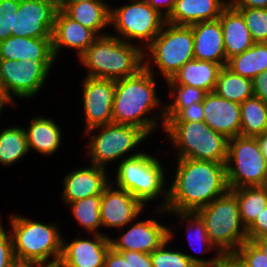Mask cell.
<instances>
[{"label": "cell", "instance_id": "83f0119b", "mask_svg": "<svg viewBox=\"0 0 267 267\" xmlns=\"http://www.w3.org/2000/svg\"><path fill=\"white\" fill-rule=\"evenodd\" d=\"M173 235L172 229H169V239L150 253L153 267H222L225 258L220 253H216L213 259L205 260L178 250L166 249Z\"/></svg>", "mask_w": 267, "mask_h": 267}, {"label": "cell", "instance_id": "f546056e", "mask_svg": "<svg viewBox=\"0 0 267 267\" xmlns=\"http://www.w3.org/2000/svg\"><path fill=\"white\" fill-rule=\"evenodd\" d=\"M214 92L227 100L243 103L254 96L253 81L233 73L226 66L219 72Z\"/></svg>", "mask_w": 267, "mask_h": 267}, {"label": "cell", "instance_id": "277c9868", "mask_svg": "<svg viewBox=\"0 0 267 267\" xmlns=\"http://www.w3.org/2000/svg\"><path fill=\"white\" fill-rule=\"evenodd\" d=\"M9 220L16 261L39 262L45 265L60 262L63 237L57 225L42 224L18 214H12ZM51 256L52 260H49Z\"/></svg>", "mask_w": 267, "mask_h": 267}, {"label": "cell", "instance_id": "ba28073f", "mask_svg": "<svg viewBox=\"0 0 267 267\" xmlns=\"http://www.w3.org/2000/svg\"><path fill=\"white\" fill-rule=\"evenodd\" d=\"M146 49L149 53L144 52V68L151 71L154 63L165 80L171 79L185 63L194 59L192 27L165 22Z\"/></svg>", "mask_w": 267, "mask_h": 267}, {"label": "cell", "instance_id": "d590c367", "mask_svg": "<svg viewBox=\"0 0 267 267\" xmlns=\"http://www.w3.org/2000/svg\"><path fill=\"white\" fill-rule=\"evenodd\" d=\"M177 215L181 222H187V237L190 247L197 252L193 243H200L201 249L199 248V253L214 251L215 247L211 244L208 238V233L204 222L195 212H172ZM189 234V235H188ZM204 246V247H203ZM205 248V249H204ZM206 250V251H205Z\"/></svg>", "mask_w": 267, "mask_h": 267}, {"label": "cell", "instance_id": "4316f807", "mask_svg": "<svg viewBox=\"0 0 267 267\" xmlns=\"http://www.w3.org/2000/svg\"><path fill=\"white\" fill-rule=\"evenodd\" d=\"M28 150L49 156L55 153L61 144V129L52 118L43 116L32 118L30 126L24 128ZM32 148V149H31Z\"/></svg>", "mask_w": 267, "mask_h": 267}, {"label": "cell", "instance_id": "603a6c76", "mask_svg": "<svg viewBox=\"0 0 267 267\" xmlns=\"http://www.w3.org/2000/svg\"><path fill=\"white\" fill-rule=\"evenodd\" d=\"M230 4L226 0H177L166 22L191 26L203 21L218 19Z\"/></svg>", "mask_w": 267, "mask_h": 267}, {"label": "cell", "instance_id": "7bdbcfd3", "mask_svg": "<svg viewBox=\"0 0 267 267\" xmlns=\"http://www.w3.org/2000/svg\"><path fill=\"white\" fill-rule=\"evenodd\" d=\"M249 241L267 236V206L258 214L254 222L246 229Z\"/></svg>", "mask_w": 267, "mask_h": 267}, {"label": "cell", "instance_id": "74e56055", "mask_svg": "<svg viewBox=\"0 0 267 267\" xmlns=\"http://www.w3.org/2000/svg\"><path fill=\"white\" fill-rule=\"evenodd\" d=\"M104 267H153L150 254L136 251H115L106 254Z\"/></svg>", "mask_w": 267, "mask_h": 267}, {"label": "cell", "instance_id": "e575fe53", "mask_svg": "<svg viewBox=\"0 0 267 267\" xmlns=\"http://www.w3.org/2000/svg\"><path fill=\"white\" fill-rule=\"evenodd\" d=\"M71 206V212L80 226L84 227L89 233L103 234L98 229L102 227L100 218L101 195L89 196L87 198L77 200L67 205Z\"/></svg>", "mask_w": 267, "mask_h": 267}, {"label": "cell", "instance_id": "b9f144b4", "mask_svg": "<svg viewBox=\"0 0 267 267\" xmlns=\"http://www.w3.org/2000/svg\"><path fill=\"white\" fill-rule=\"evenodd\" d=\"M203 122L204 110L203 103H192L190 106L182 108L168 122Z\"/></svg>", "mask_w": 267, "mask_h": 267}, {"label": "cell", "instance_id": "e0dca14e", "mask_svg": "<svg viewBox=\"0 0 267 267\" xmlns=\"http://www.w3.org/2000/svg\"><path fill=\"white\" fill-rule=\"evenodd\" d=\"M90 239L76 238L68 243L63 238L60 267H104L106 254L111 248L108 235L92 234Z\"/></svg>", "mask_w": 267, "mask_h": 267}, {"label": "cell", "instance_id": "60d3db41", "mask_svg": "<svg viewBox=\"0 0 267 267\" xmlns=\"http://www.w3.org/2000/svg\"><path fill=\"white\" fill-rule=\"evenodd\" d=\"M7 233L0 218V267H13L16 262L12 238Z\"/></svg>", "mask_w": 267, "mask_h": 267}, {"label": "cell", "instance_id": "9a60e30c", "mask_svg": "<svg viewBox=\"0 0 267 267\" xmlns=\"http://www.w3.org/2000/svg\"><path fill=\"white\" fill-rule=\"evenodd\" d=\"M111 183L101 194L100 218L102 227L123 228L138 217L144 204L128 191L113 188Z\"/></svg>", "mask_w": 267, "mask_h": 267}, {"label": "cell", "instance_id": "f6af8a7d", "mask_svg": "<svg viewBox=\"0 0 267 267\" xmlns=\"http://www.w3.org/2000/svg\"><path fill=\"white\" fill-rule=\"evenodd\" d=\"M177 0H147L149 5L167 18L172 12ZM162 7L164 9H162ZM164 11V12H163Z\"/></svg>", "mask_w": 267, "mask_h": 267}, {"label": "cell", "instance_id": "11a10c76", "mask_svg": "<svg viewBox=\"0 0 267 267\" xmlns=\"http://www.w3.org/2000/svg\"><path fill=\"white\" fill-rule=\"evenodd\" d=\"M46 267H60L59 264L47 265Z\"/></svg>", "mask_w": 267, "mask_h": 267}, {"label": "cell", "instance_id": "681fc988", "mask_svg": "<svg viewBox=\"0 0 267 267\" xmlns=\"http://www.w3.org/2000/svg\"><path fill=\"white\" fill-rule=\"evenodd\" d=\"M47 265L39 262L16 261L13 267H46Z\"/></svg>", "mask_w": 267, "mask_h": 267}, {"label": "cell", "instance_id": "2e32d148", "mask_svg": "<svg viewBox=\"0 0 267 267\" xmlns=\"http://www.w3.org/2000/svg\"><path fill=\"white\" fill-rule=\"evenodd\" d=\"M116 240L109 237L115 251H136L150 254L169 239V228L155 220L137 221Z\"/></svg>", "mask_w": 267, "mask_h": 267}, {"label": "cell", "instance_id": "4dcf8cb0", "mask_svg": "<svg viewBox=\"0 0 267 267\" xmlns=\"http://www.w3.org/2000/svg\"><path fill=\"white\" fill-rule=\"evenodd\" d=\"M240 136L256 137L267 131V103L256 96L240 104Z\"/></svg>", "mask_w": 267, "mask_h": 267}, {"label": "cell", "instance_id": "9c48e42d", "mask_svg": "<svg viewBox=\"0 0 267 267\" xmlns=\"http://www.w3.org/2000/svg\"><path fill=\"white\" fill-rule=\"evenodd\" d=\"M225 165L229 189L259 186L267 171V160L255 137L229 138Z\"/></svg>", "mask_w": 267, "mask_h": 267}, {"label": "cell", "instance_id": "bcb514c9", "mask_svg": "<svg viewBox=\"0 0 267 267\" xmlns=\"http://www.w3.org/2000/svg\"><path fill=\"white\" fill-rule=\"evenodd\" d=\"M234 8H262L267 9V0H230Z\"/></svg>", "mask_w": 267, "mask_h": 267}, {"label": "cell", "instance_id": "ab89813d", "mask_svg": "<svg viewBox=\"0 0 267 267\" xmlns=\"http://www.w3.org/2000/svg\"><path fill=\"white\" fill-rule=\"evenodd\" d=\"M18 8L19 0H0V41L12 36L13 15Z\"/></svg>", "mask_w": 267, "mask_h": 267}, {"label": "cell", "instance_id": "d6986e66", "mask_svg": "<svg viewBox=\"0 0 267 267\" xmlns=\"http://www.w3.org/2000/svg\"><path fill=\"white\" fill-rule=\"evenodd\" d=\"M106 169L94 164L66 174L63 182V202L71 203L89 196L101 195L111 183Z\"/></svg>", "mask_w": 267, "mask_h": 267}, {"label": "cell", "instance_id": "8d00e7d4", "mask_svg": "<svg viewBox=\"0 0 267 267\" xmlns=\"http://www.w3.org/2000/svg\"><path fill=\"white\" fill-rule=\"evenodd\" d=\"M244 18L254 43H267V9L235 8Z\"/></svg>", "mask_w": 267, "mask_h": 267}, {"label": "cell", "instance_id": "484cf974", "mask_svg": "<svg viewBox=\"0 0 267 267\" xmlns=\"http://www.w3.org/2000/svg\"><path fill=\"white\" fill-rule=\"evenodd\" d=\"M221 68L217 63L193 59L185 63L171 80L176 84L189 85L210 93L215 90Z\"/></svg>", "mask_w": 267, "mask_h": 267}, {"label": "cell", "instance_id": "d4e9b609", "mask_svg": "<svg viewBox=\"0 0 267 267\" xmlns=\"http://www.w3.org/2000/svg\"><path fill=\"white\" fill-rule=\"evenodd\" d=\"M59 8L70 18L92 30L98 37L108 35L100 32L110 24L111 8L106 1L85 0L77 3H59Z\"/></svg>", "mask_w": 267, "mask_h": 267}, {"label": "cell", "instance_id": "816d5d0a", "mask_svg": "<svg viewBox=\"0 0 267 267\" xmlns=\"http://www.w3.org/2000/svg\"><path fill=\"white\" fill-rule=\"evenodd\" d=\"M8 104L11 105L12 103L6 98L4 94L0 92V115H1L3 107H5V105H8Z\"/></svg>", "mask_w": 267, "mask_h": 267}, {"label": "cell", "instance_id": "4fadbf2b", "mask_svg": "<svg viewBox=\"0 0 267 267\" xmlns=\"http://www.w3.org/2000/svg\"><path fill=\"white\" fill-rule=\"evenodd\" d=\"M59 0H19L13 15L12 36L52 38Z\"/></svg>", "mask_w": 267, "mask_h": 267}, {"label": "cell", "instance_id": "f35d334b", "mask_svg": "<svg viewBox=\"0 0 267 267\" xmlns=\"http://www.w3.org/2000/svg\"><path fill=\"white\" fill-rule=\"evenodd\" d=\"M231 257L241 267H267V255L253 241H245Z\"/></svg>", "mask_w": 267, "mask_h": 267}, {"label": "cell", "instance_id": "d6a6232c", "mask_svg": "<svg viewBox=\"0 0 267 267\" xmlns=\"http://www.w3.org/2000/svg\"><path fill=\"white\" fill-rule=\"evenodd\" d=\"M24 128L6 127L0 132V164L10 166L28 154Z\"/></svg>", "mask_w": 267, "mask_h": 267}, {"label": "cell", "instance_id": "30bf717a", "mask_svg": "<svg viewBox=\"0 0 267 267\" xmlns=\"http://www.w3.org/2000/svg\"><path fill=\"white\" fill-rule=\"evenodd\" d=\"M130 1L129 5L110 9V24L117 32L112 36L119 38L121 34V40L128 43L131 39H139L147 47L162 30L166 18L153 9L147 0Z\"/></svg>", "mask_w": 267, "mask_h": 267}, {"label": "cell", "instance_id": "db71d44e", "mask_svg": "<svg viewBox=\"0 0 267 267\" xmlns=\"http://www.w3.org/2000/svg\"><path fill=\"white\" fill-rule=\"evenodd\" d=\"M85 0H59V3H77Z\"/></svg>", "mask_w": 267, "mask_h": 267}, {"label": "cell", "instance_id": "7a4b0ae2", "mask_svg": "<svg viewBox=\"0 0 267 267\" xmlns=\"http://www.w3.org/2000/svg\"><path fill=\"white\" fill-rule=\"evenodd\" d=\"M155 73L143 68L135 76L115 80V96L112 108V123L132 125L142 129L147 135L159 127L158 119H162L164 130V105L161 114L145 116L152 109L159 107L160 100L156 96Z\"/></svg>", "mask_w": 267, "mask_h": 267}, {"label": "cell", "instance_id": "7402d4cb", "mask_svg": "<svg viewBox=\"0 0 267 267\" xmlns=\"http://www.w3.org/2000/svg\"><path fill=\"white\" fill-rule=\"evenodd\" d=\"M0 59L56 61L52 49V38L8 37L0 41Z\"/></svg>", "mask_w": 267, "mask_h": 267}, {"label": "cell", "instance_id": "ffe728a7", "mask_svg": "<svg viewBox=\"0 0 267 267\" xmlns=\"http://www.w3.org/2000/svg\"><path fill=\"white\" fill-rule=\"evenodd\" d=\"M97 38L98 36L92 30L70 18L62 9H58L52 32L55 59L62 47L77 50L79 58Z\"/></svg>", "mask_w": 267, "mask_h": 267}, {"label": "cell", "instance_id": "ee69618b", "mask_svg": "<svg viewBox=\"0 0 267 267\" xmlns=\"http://www.w3.org/2000/svg\"><path fill=\"white\" fill-rule=\"evenodd\" d=\"M252 81L254 96L267 103V71L261 72Z\"/></svg>", "mask_w": 267, "mask_h": 267}, {"label": "cell", "instance_id": "f907efd6", "mask_svg": "<svg viewBox=\"0 0 267 267\" xmlns=\"http://www.w3.org/2000/svg\"><path fill=\"white\" fill-rule=\"evenodd\" d=\"M222 267H241L232 257H226Z\"/></svg>", "mask_w": 267, "mask_h": 267}, {"label": "cell", "instance_id": "1f68e13d", "mask_svg": "<svg viewBox=\"0 0 267 267\" xmlns=\"http://www.w3.org/2000/svg\"><path fill=\"white\" fill-rule=\"evenodd\" d=\"M231 190L239 204L240 218L247 229L267 206V195L259 186L241 187Z\"/></svg>", "mask_w": 267, "mask_h": 267}, {"label": "cell", "instance_id": "5bb4252c", "mask_svg": "<svg viewBox=\"0 0 267 267\" xmlns=\"http://www.w3.org/2000/svg\"><path fill=\"white\" fill-rule=\"evenodd\" d=\"M82 87L85 131L112 123L115 80L85 77Z\"/></svg>", "mask_w": 267, "mask_h": 267}, {"label": "cell", "instance_id": "3957f363", "mask_svg": "<svg viewBox=\"0 0 267 267\" xmlns=\"http://www.w3.org/2000/svg\"><path fill=\"white\" fill-rule=\"evenodd\" d=\"M144 48L108 34L98 37L79 61L88 69L86 77L118 80L135 76L144 68Z\"/></svg>", "mask_w": 267, "mask_h": 267}, {"label": "cell", "instance_id": "7dc6e473", "mask_svg": "<svg viewBox=\"0 0 267 267\" xmlns=\"http://www.w3.org/2000/svg\"><path fill=\"white\" fill-rule=\"evenodd\" d=\"M255 138L257 140V143L260 147V150H261L263 156L267 160V131L256 136Z\"/></svg>", "mask_w": 267, "mask_h": 267}, {"label": "cell", "instance_id": "f5cc1de1", "mask_svg": "<svg viewBox=\"0 0 267 267\" xmlns=\"http://www.w3.org/2000/svg\"><path fill=\"white\" fill-rule=\"evenodd\" d=\"M259 187L262 189V191L267 195V171L263 177V180Z\"/></svg>", "mask_w": 267, "mask_h": 267}, {"label": "cell", "instance_id": "cb8c5ba5", "mask_svg": "<svg viewBox=\"0 0 267 267\" xmlns=\"http://www.w3.org/2000/svg\"><path fill=\"white\" fill-rule=\"evenodd\" d=\"M226 60L249 49L254 41L243 16L229 4L219 17Z\"/></svg>", "mask_w": 267, "mask_h": 267}, {"label": "cell", "instance_id": "8992f818", "mask_svg": "<svg viewBox=\"0 0 267 267\" xmlns=\"http://www.w3.org/2000/svg\"><path fill=\"white\" fill-rule=\"evenodd\" d=\"M117 188L128 191L144 205L163 195L159 213H167L164 209L168 203V190L164 189L165 172L161 163L147 153L136 152L122 159L116 170Z\"/></svg>", "mask_w": 267, "mask_h": 267}, {"label": "cell", "instance_id": "8fae6325", "mask_svg": "<svg viewBox=\"0 0 267 267\" xmlns=\"http://www.w3.org/2000/svg\"><path fill=\"white\" fill-rule=\"evenodd\" d=\"M100 129V133L92 136L88 143V154L91 164L106 169L109 162L118 160L131 149L143 142L148 135L140 128L132 125L109 123L93 127L85 131L89 135Z\"/></svg>", "mask_w": 267, "mask_h": 267}, {"label": "cell", "instance_id": "6da1fadb", "mask_svg": "<svg viewBox=\"0 0 267 267\" xmlns=\"http://www.w3.org/2000/svg\"><path fill=\"white\" fill-rule=\"evenodd\" d=\"M229 190L225 163L177 159L168 203L169 212H195Z\"/></svg>", "mask_w": 267, "mask_h": 267}, {"label": "cell", "instance_id": "f1b7e54d", "mask_svg": "<svg viewBox=\"0 0 267 267\" xmlns=\"http://www.w3.org/2000/svg\"><path fill=\"white\" fill-rule=\"evenodd\" d=\"M226 67L233 73L253 80L267 71V43H254L249 49L227 60Z\"/></svg>", "mask_w": 267, "mask_h": 267}, {"label": "cell", "instance_id": "ac0fdd59", "mask_svg": "<svg viewBox=\"0 0 267 267\" xmlns=\"http://www.w3.org/2000/svg\"><path fill=\"white\" fill-rule=\"evenodd\" d=\"M204 122L214 131L224 134L228 139L240 136V104L207 93L203 99Z\"/></svg>", "mask_w": 267, "mask_h": 267}, {"label": "cell", "instance_id": "836d02e7", "mask_svg": "<svg viewBox=\"0 0 267 267\" xmlns=\"http://www.w3.org/2000/svg\"><path fill=\"white\" fill-rule=\"evenodd\" d=\"M170 89V97L174 98L173 103L164 105L166 124L182 108L190 106L192 103H202L207 92L203 89L184 84H176L171 79L166 80Z\"/></svg>", "mask_w": 267, "mask_h": 267}, {"label": "cell", "instance_id": "7c38bea8", "mask_svg": "<svg viewBox=\"0 0 267 267\" xmlns=\"http://www.w3.org/2000/svg\"><path fill=\"white\" fill-rule=\"evenodd\" d=\"M54 62L0 59V92L12 104L15 97L31 98L43 87Z\"/></svg>", "mask_w": 267, "mask_h": 267}, {"label": "cell", "instance_id": "52a82bcc", "mask_svg": "<svg viewBox=\"0 0 267 267\" xmlns=\"http://www.w3.org/2000/svg\"><path fill=\"white\" fill-rule=\"evenodd\" d=\"M164 131L179 151L178 159L226 163L228 138L204 121L167 122Z\"/></svg>", "mask_w": 267, "mask_h": 267}, {"label": "cell", "instance_id": "44dd1931", "mask_svg": "<svg viewBox=\"0 0 267 267\" xmlns=\"http://www.w3.org/2000/svg\"><path fill=\"white\" fill-rule=\"evenodd\" d=\"M191 27L194 38V59L226 66L223 31L219 18L195 23Z\"/></svg>", "mask_w": 267, "mask_h": 267}, {"label": "cell", "instance_id": "c3c4849f", "mask_svg": "<svg viewBox=\"0 0 267 267\" xmlns=\"http://www.w3.org/2000/svg\"><path fill=\"white\" fill-rule=\"evenodd\" d=\"M253 242L267 255V236L255 238Z\"/></svg>", "mask_w": 267, "mask_h": 267}, {"label": "cell", "instance_id": "5b68a950", "mask_svg": "<svg viewBox=\"0 0 267 267\" xmlns=\"http://www.w3.org/2000/svg\"><path fill=\"white\" fill-rule=\"evenodd\" d=\"M195 213L204 222L209 241L215 247L216 253L224 258L231 257L248 240L236 195L231 190Z\"/></svg>", "mask_w": 267, "mask_h": 267}]
</instances>
